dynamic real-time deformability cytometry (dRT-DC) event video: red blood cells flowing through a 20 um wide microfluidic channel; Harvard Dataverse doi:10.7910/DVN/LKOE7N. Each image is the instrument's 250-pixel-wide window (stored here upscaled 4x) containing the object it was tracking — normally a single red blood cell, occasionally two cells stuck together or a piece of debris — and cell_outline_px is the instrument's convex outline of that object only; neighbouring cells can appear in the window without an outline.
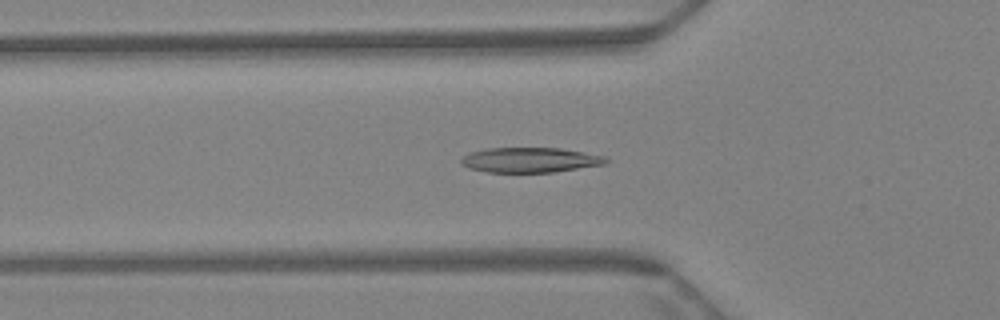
{"species": "Egyptian fruit bat (a non-hibernating species)", "species_latin": "Rousettus aegyptiacus", "temperature_condition": "warm", "stored_images_in_passage": 64, "camera_frame_rate_fps": 3000, "um_per_image_px": 0.085, "animal": {"sex": "female"}, "frame": {"image": 1, "passage_image": 22, "time_ms": 7.0, "image_size_px": [1000, 320], "cell_outline_px": [[612, 160], [608, 164], [552, 172], [488, 172], [468, 168], [460, 164], [460, 160], [464, 156], [472, 152], [488, 148], [560, 148], [604, 156]], "centroid_in_image_um": [45.09, 13.6], "position_along_channel_um": 80.7, "area_um2": 21.1}}
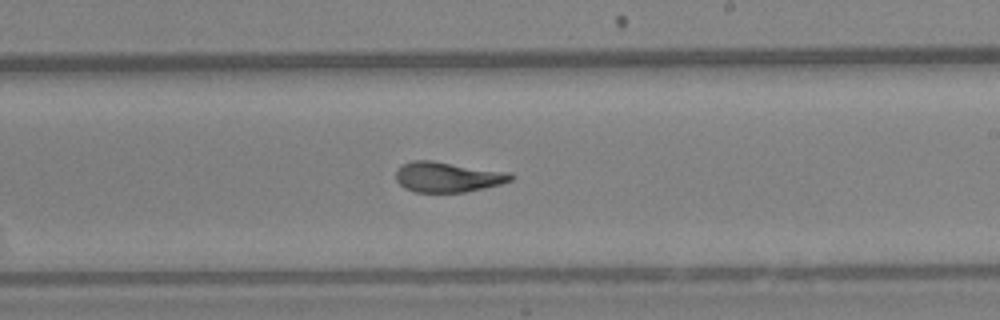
{"frame": {"image": 2, "passage_image": 38, "time_ms": 12.333, "image_size_px": [1000, 320], "cell_outline_px": [[516, 176], [512, 180], [500, 184], [484, 188], [464, 192], [416, 192], [404, 188], [396, 180], [396, 172], [404, 164], [412, 160], [432, 160], [512, 172]], "centroid_in_image_um": [38.1, 15.04], "position_along_channel_um": 250.9, "area_um2": 20.4}}
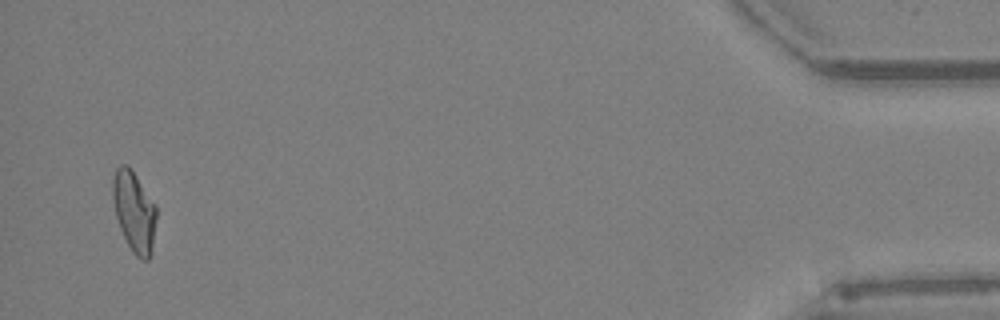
{"frame": {"image": 3, "passage_image": 62, "time_ms": 20.333, "image_size_px": [1000, 320], "cell_outline_px": [[156, 220], [152, 252], [148, 260], [140, 260], [132, 252], [120, 228], [116, 216], [112, 200], [112, 176], [116, 168], [120, 164], [128, 164], [156, 204]], "centroid_in_image_um": [11.4, 17.96], "position_along_channel_um": 423.8, "area_um2": 20.81}, "authors_computed_cell_mechanics": {"area_um2": 20.6346, "velocity_mm_per_s": 3.2046, "shape_relaxation_time_tau1_ms": 9.2772, "shape_relaxation_time_tau2_ms": 1.5991, "deformation_change_tau1": 0.2445, "deformation_change_tau2": 0.0926}}